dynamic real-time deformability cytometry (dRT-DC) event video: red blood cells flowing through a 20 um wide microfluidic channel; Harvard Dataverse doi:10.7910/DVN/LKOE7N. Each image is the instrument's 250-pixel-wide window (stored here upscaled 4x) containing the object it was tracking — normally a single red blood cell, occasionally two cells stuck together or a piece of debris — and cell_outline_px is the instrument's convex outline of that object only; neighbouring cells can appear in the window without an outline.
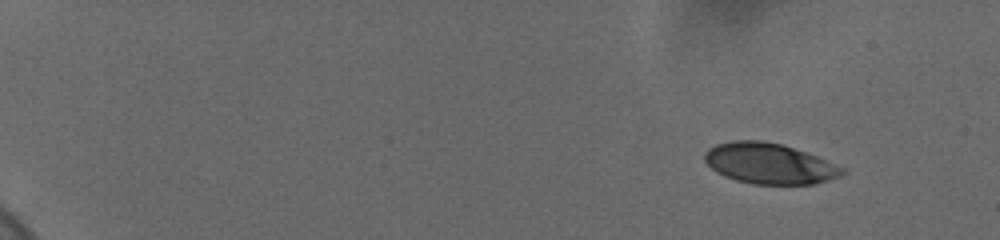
{"species": "human", "species_latin": "Homo sapiens", "temperature_condition": "cold", "stored_images_in_passage": 12, "camera_frame_rate_fps": 3000, "um_per_image_px": 0.085, "donor": {"sex": "female"}, "frame": {"image": 1, "passage_image": 1, "time_ms": 0.0, "image_size_px": [1000, 240], "cell_outline_px": [[848, 172], [844, 176], [816, 184], [752, 184], [736, 180], [724, 176], [716, 172], [704, 160], [704, 152], [708, 148], [716, 144], [736, 140], [760, 140], [780, 144], [816, 156], [844, 168]], "centroid_in_image_um": [65.4, 13.91], "position_along_channel_um": 19.6, "area_um2": 32.66}}
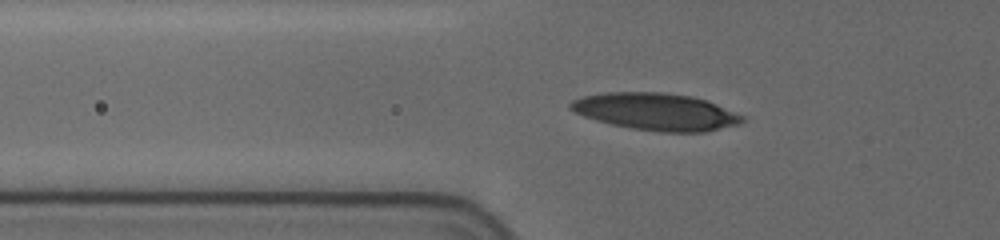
{"frame": {"image": 2, "passage_image": 9, "time_ms": 5.667, "image_size_px": [1000, 240], "cell_outline_px": [[744, 120], [736, 124], [704, 132], [664, 132], [632, 128], [612, 124], [596, 120], [584, 116], [568, 108], [568, 104], [572, 100], [584, 96], [608, 92], [660, 92], [692, 96], [716, 104], [744, 116]], "centroid_in_image_um": [55.72, 9.49], "position_along_channel_um": 70.1, "area_um2": 36.7}}
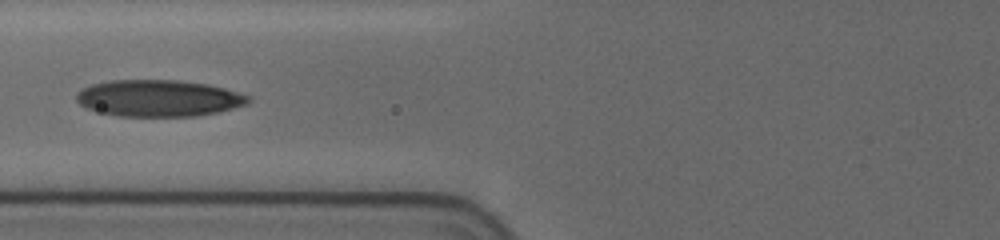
{"frame": {"image": 3, "passage_image": 11, "time_ms": 7.0, "image_size_px": [1000, 240], "cell_outline_px": [[252, 100], [248, 104], [216, 112], [196, 116], [120, 116], [88, 108], [80, 104], [76, 100], [76, 92], [92, 84], [108, 80], [176, 80], [208, 84], [224, 88], [252, 96]], "centroid_in_image_um": [13.52, 8.34], "position_along_channel_um": 112.3, "area_um2": 36.59}}